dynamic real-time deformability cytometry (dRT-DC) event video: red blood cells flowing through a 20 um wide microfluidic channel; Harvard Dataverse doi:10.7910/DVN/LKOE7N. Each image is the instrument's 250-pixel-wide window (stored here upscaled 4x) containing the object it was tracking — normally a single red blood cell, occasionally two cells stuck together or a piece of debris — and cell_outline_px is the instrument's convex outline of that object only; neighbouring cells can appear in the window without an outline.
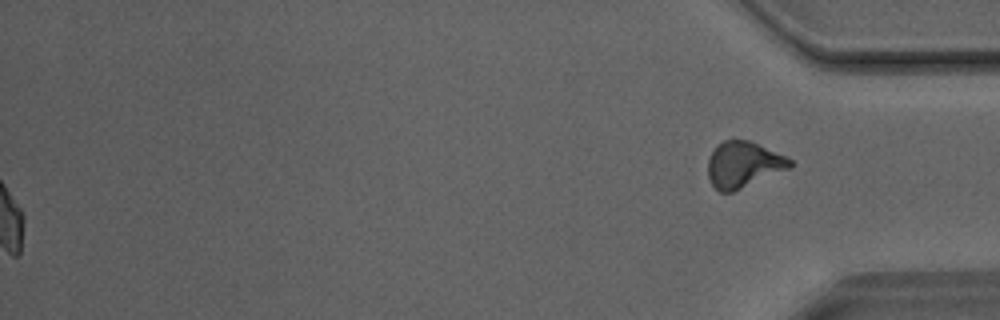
{"species": "Egyptian fruit bat (a non-hibernating species)", "species_latin": "Rousettus aegyptiacus", "temperature_condition": "room temperature", "stored_images_in_passage": 34, "camera_frame_rate_fps": 3000, "um_per_image_px": 0.085, "animal": {"sex": "male"}, "frame": {"image": 1, "passage_image": 34, "time_ms": 11.0, "image_size_px": [1000, 320], "cell_outline_px": [[792, 168], [732, 192], [720, 192], [712, 184], [708, 176], [708, 160], [716, 144], [724, 140], [748, 140], [784, 156], [792, 160]], "centroid_in_image_um": [63.18, 14.0], "position_along_channel_um": 372.0, "area_um2": 21.85}}